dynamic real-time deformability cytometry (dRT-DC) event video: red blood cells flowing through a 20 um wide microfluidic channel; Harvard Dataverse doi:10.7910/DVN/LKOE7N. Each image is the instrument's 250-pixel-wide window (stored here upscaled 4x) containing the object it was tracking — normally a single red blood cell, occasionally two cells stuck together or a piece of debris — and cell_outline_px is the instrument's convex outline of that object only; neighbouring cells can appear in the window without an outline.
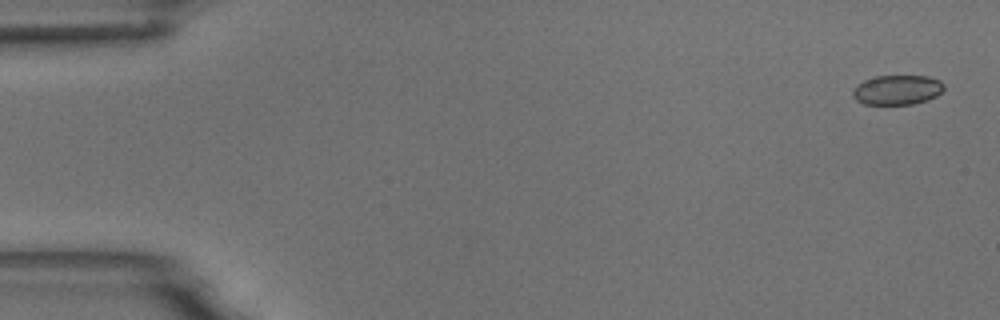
{"species": "common noctule bat (a hibernating species)", "species_latin": "Nyctalus noctula", "temperature_condition": "room temperature", "stored_images_in_passage": 5, "segment_of_instrument_passage": [1, 2], "camera_frame_rate_fps": 3000, "um_per_image_px": 0.085, "animal": {"sex": "male", "body_mass_g": 18.8}, "frame": {"image": 1, "passage_image": 1, "time_ms": 0.0, "image_size_px": [1000, 320], "cell_outline_px": [[944, 88], [936, 96], [928, 100], [912, 104], [864, 104], [856, 100], [852, 96], [852, 92], [856, 84], [864, 80], [876, 76], [928, 76], [940, 80], [944, 84]], "centroid_in_image_um": [76.25, 7.64], "position_along_channel_um": 8.8, "area_um2": 15.84}}